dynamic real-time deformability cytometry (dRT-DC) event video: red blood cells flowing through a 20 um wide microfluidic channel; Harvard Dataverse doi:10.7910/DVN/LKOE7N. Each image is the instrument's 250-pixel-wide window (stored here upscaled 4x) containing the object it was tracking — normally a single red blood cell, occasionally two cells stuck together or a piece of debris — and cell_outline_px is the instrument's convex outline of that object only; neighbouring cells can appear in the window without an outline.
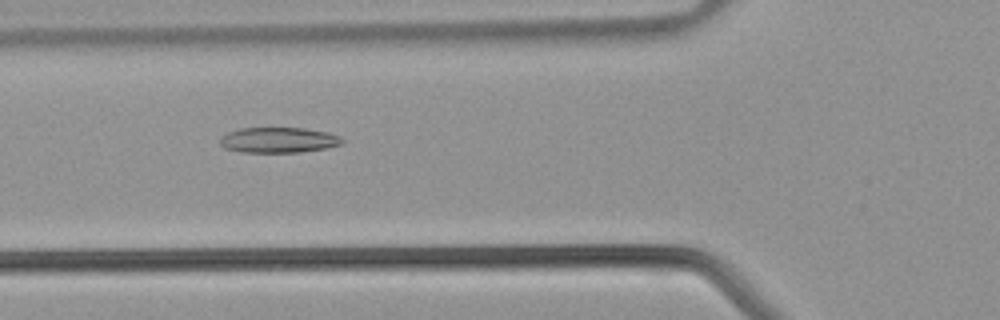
{"species": "common noctule bat (a hibernating species)", "species_latin": "Nyctalus noctula", "temperature_condition": "warm", "stored_images_in_passage": 37, "camera_frame_rate_fps": 3000, "um_per_image_px": 0.085, "animal": {"sex": "male", "body_mass_g": 21.5, "forearm_length_mm": 52.0}, "frame": {"image": 1, "passage_image": 14, "time_ms": 4.333, "image_size_px": [1000, 320], "cell_outline_px": [[344, 140], [340, 144], [324, 148], [300, 152], [240, 152], [224, 148], [220, 144], [220, 140], [228, 132], [240, 128], [304, 128], [328, 132], [340, 136]], "centroid_in_image_um": [23.67, 11.9], "position_along_channel_um": 102.1, "area_um2": 17.98}}
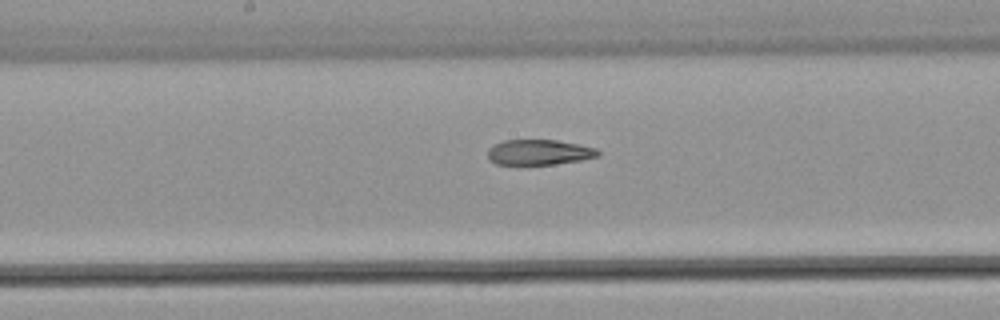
{"frame": {"image": 2, "passage_image": 20, "time_ms": 6.333, "image_size_px": [1000, 320], "cell_outline_px": [[600, 156], [580, 160], [552, 164], [496, 164], [488, 156], [488, 148], [504, 140], [556, 140], [596, 148], [600, 152]], "centroid_in_image_um": [45.84, 12.94], "position_along_channel_um": 202.4, "area_um2": 16.01}}
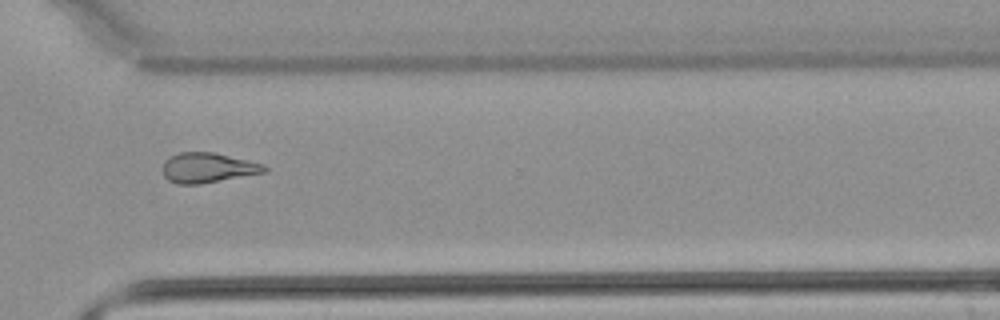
{"frame": {"image": 3, "passage_image": 29, "time_ms": 9.333, "image_size_px": [1000, 320], "cell_outline_px": [[268, 172], [200, 184], [176, 184], [168, 180], [164, 176], [164, 160], [180, 152], [216, 152], [264, 164], [268, 168]], "centroid_in_image_um": [17.7, 14.26], "position_along_channel_um": 352.9, "area_um2": 17.86}}